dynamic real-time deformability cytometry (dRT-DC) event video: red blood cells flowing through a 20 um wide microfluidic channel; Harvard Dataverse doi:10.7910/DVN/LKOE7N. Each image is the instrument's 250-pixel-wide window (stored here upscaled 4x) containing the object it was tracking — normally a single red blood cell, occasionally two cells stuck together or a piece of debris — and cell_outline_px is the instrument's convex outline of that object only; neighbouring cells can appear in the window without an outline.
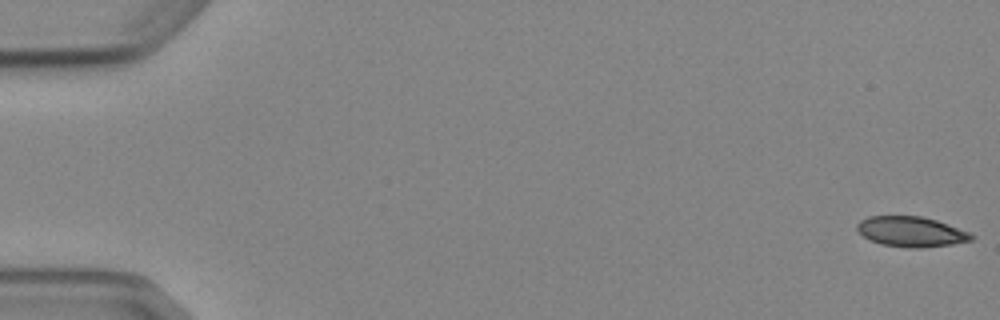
{"species": "Egyptian fruit bat (a non-hibernating species)", "species_latin": "Rousettus aegyptiacus", "temperature_condition": "cold", "stored_images_in_passage": 9, "camera_frame_rate_fps": 3000, "um_per_image_px": 0.085, "animal": {"sex": "female"}, "frame": {"image": 1, "passage_image": 1, "time_ms": 0.0, "image_size_px": [1000, 320], "cell_outline_px": [[976, 236], [972, 240], [952, 244], [920, 248], [908, 248], [880, 244], [864, 236], [856, 228], [856, 224], [860, 220], [868, 216], [920, 216], [936, 220], [972, 232]], "centroid_in_image_um": [77.48, 19.69], "position_along_channel_um": 7.5, "area_um2": 20.23}}
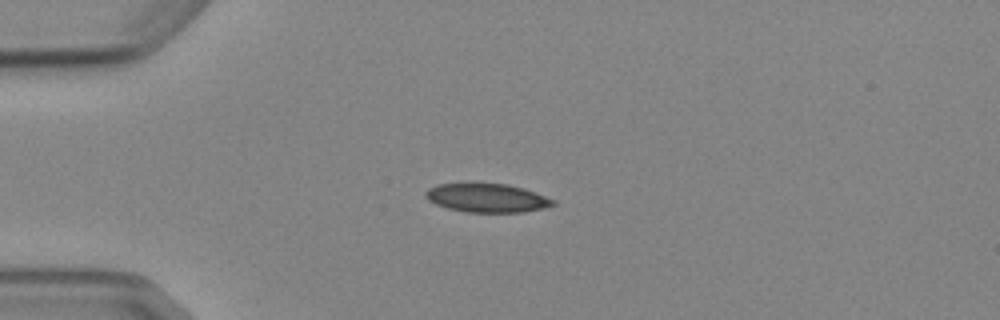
{"frame": {"image": 2, "passage_image": 4, "time_ms": 4.333, "image_size_px": [1000, 320], "cell_outline_px": [[556, 204], [544, 208], [524, 212], [464, 212], [448, 208], [436, 204], [428, 200], [424, 196], [424, 192], [428, 188], [436, 184], [508, 184], [524, 188], [536, 192], [556, 200]], "centroid_in_image_um": [41.41, 16.83], "position_along_channel_um": 43.6, "area_um2": 21.39}}
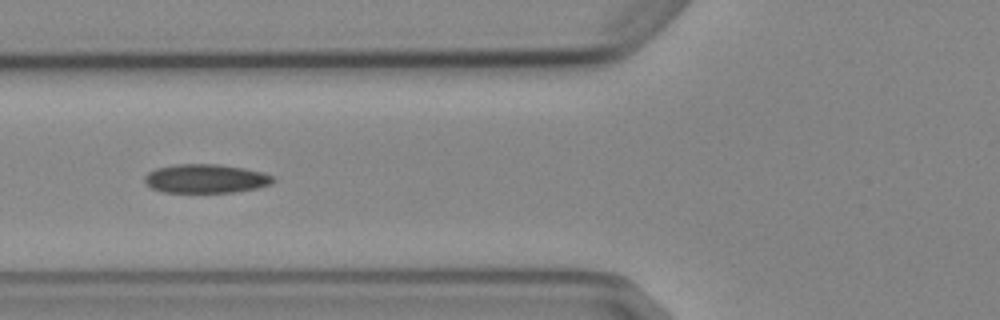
{"frame": {"image": 3, "passage_image": 6, "time_ms": 6.667, "image_size_px": [1000, 320], "cell_outline_px": [[276, 180], [272, 184], [256, 188], [232, 192], [164, 192], [152, 188], [144, 180], [144, 176], [148, 172], [156, 168], [176, 164], [216, 164], [244, 168], [264, 172], [272, 176]], "centroid_in_image_um": [17.5, 15.17], "position_along_channel_um": 108.3, "area_um2": 21.56}}